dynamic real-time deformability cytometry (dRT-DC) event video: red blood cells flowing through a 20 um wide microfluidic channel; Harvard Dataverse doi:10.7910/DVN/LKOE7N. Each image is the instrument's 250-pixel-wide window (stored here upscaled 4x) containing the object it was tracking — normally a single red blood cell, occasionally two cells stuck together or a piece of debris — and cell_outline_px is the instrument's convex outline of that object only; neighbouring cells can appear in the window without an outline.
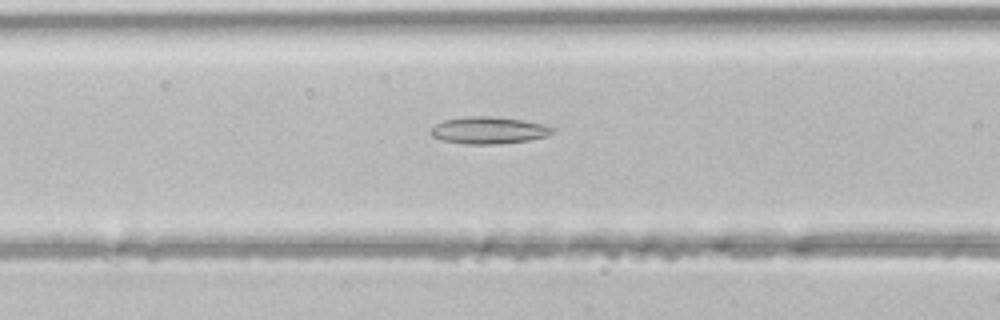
{"species": "common noctule bat (a hibernating species)", "species_latin": "Nyctalus noctula", "temperature_condition": "room temperature", "stored_images_in_passage": 28, "camera_frame_rate_fps": 3000, "um_per_image_px": 0.085, "animal": {"sex": "male", "body_mass_g": 21.5, "forearm_length_mm": 52.0}, "frame": {"image": 1, "passage_image": 9, "time_ms": 2.667, "image_size_px": [1000, 320], "cell_outline_px": [[556, 132], [548, 136], [528, 140], [492, 144], [464, 144], [444, 140], [432, 136], [428, 132], [436, 124], [444, 120], [468, 116], [492, 116], [524, 120], [544, 124], [556, 128]], "centroid_in_image_um": [41.58, 11.07], "position_along_channel_um": 125.0, "area_um2": 19.25}}
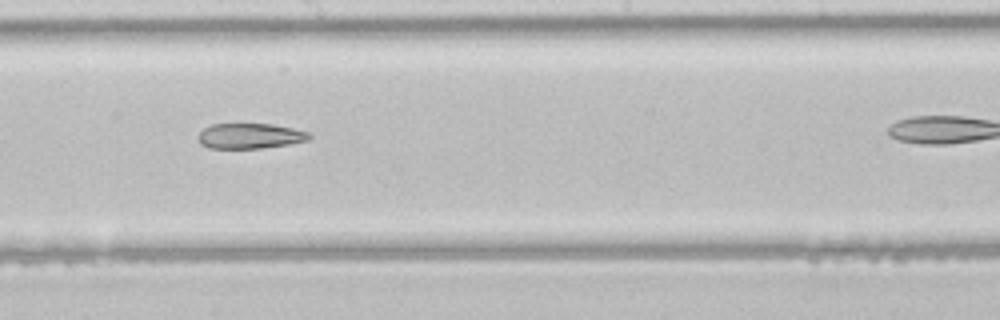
{"frame": {"image": 2, "passage_image": 16, "time_ms": 5.0, "image_size_px": [1000, 320], "cell_outline_px": [[312, 136], [308, 140], [288, 144], [260, 148], [208, 148], [200, 144], [196, 136], [204, 128], [212, 124], [272, 124], [292, 128], [308, 132]], "centroid_in_image_um": [21.21, 11.55], "position_along_channel_um": 227.0, "area_um2": 16.36}}
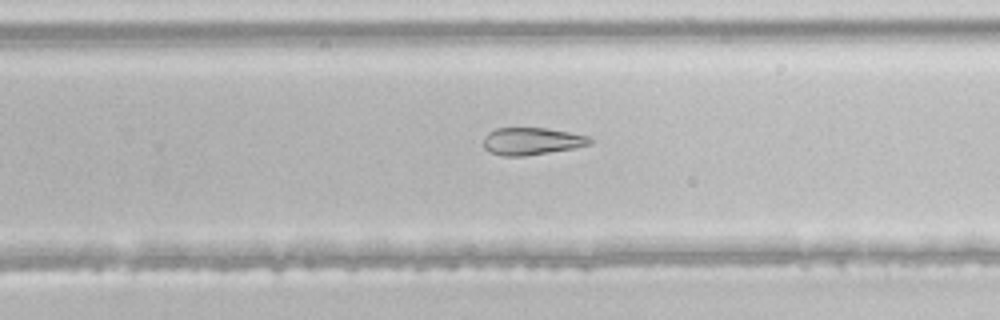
{"frame": {"image": 3, "passage_image": 20, "time_ms": 6.333, "image_size_px": [1000, 320], "cell_outline_px": [[592, 144], [572, 148], [524, 156], [504, 156], [488, 152], [484, 148], [484, 136], [488, 132], [496, 128], [548, 128], [588, 136], [592, 140]], "centroid_in_image_um": [45.16, 12.0], "position_along_channel_um": 284.6, "area_um2": 16.88}}